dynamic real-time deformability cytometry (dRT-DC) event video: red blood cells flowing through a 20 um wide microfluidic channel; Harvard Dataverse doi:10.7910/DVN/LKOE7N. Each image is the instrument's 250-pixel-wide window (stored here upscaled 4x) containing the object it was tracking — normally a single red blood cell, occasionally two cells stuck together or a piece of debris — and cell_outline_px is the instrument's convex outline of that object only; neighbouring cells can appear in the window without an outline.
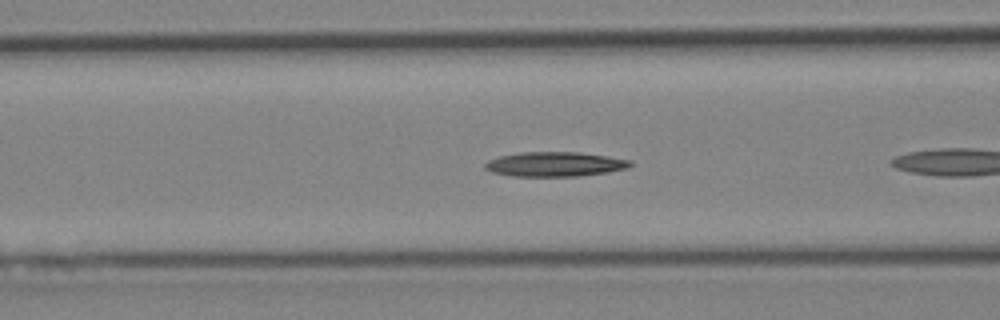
{"species": "Egyptian fruit bat (a non-hibernating species)", "species_latin": "Rousettus aegyptiacus", "temperature_condition": "cold", "stored_images_in_passage": 5, "camera_frame_rate_fps": 3000, "um_per_image_px": 0.085, "animal": {"sex": "female"}, "frame": {"image": 1, "passage_image": 4, "time_ms": 1.0, "image_size_px": [1000, 320], "cell_outline_px": [[632, 164], [628, 168], [608, 172], [576, 176], [512, 176], [492, 172], [484, 168], [484, 164], [488, 160], [500, 156], [520, 152], [580, 152], [608, 156], [632, 160]], "centroid_in_image_um": [47.17, 13.95], "position_along_channel_um": 119.4, "area_um2": 20.87}}